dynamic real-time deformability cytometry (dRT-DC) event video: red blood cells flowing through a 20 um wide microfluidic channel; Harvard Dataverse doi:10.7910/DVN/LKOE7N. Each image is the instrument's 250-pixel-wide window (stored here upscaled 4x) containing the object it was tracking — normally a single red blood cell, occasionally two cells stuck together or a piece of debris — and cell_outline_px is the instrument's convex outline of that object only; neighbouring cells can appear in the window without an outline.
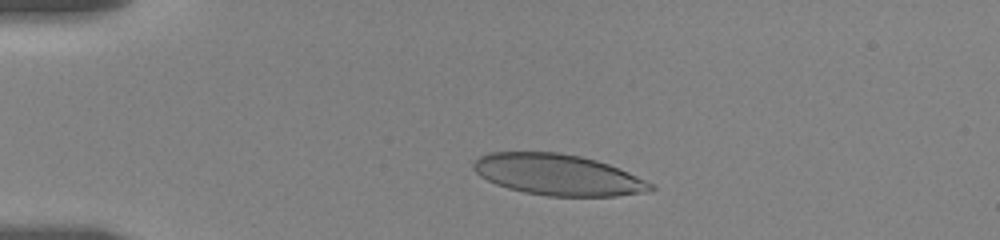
{"species": "human", "species_latin": "Homo sapiens", "temperature_condition": "room temperature", "stored_images_in_passage": 27, "camera_frame_rate_fps": 3000, "um_per_image_px": 0.085, "donor": {"sex": "female"}, "frame": {"image": 1, "passage_image": 3, "time_ms": 1.667, "image_size_px": [1000, 240], "cell_outline_px": [[656, 188], [652, 192], [616, 196], [548, 196], [524, 192], [508, 188], [496, 184], [480, 176], [472, 168], [472, 160], [488, 152], [556, 152], [580, 156], [596, 160], [608, 164], [628, 172], [652, 184]], "centroid_in_image_um": [47.41, 14.85], "position_along_channel_um": 37.6, "area_um2": 42.48}}
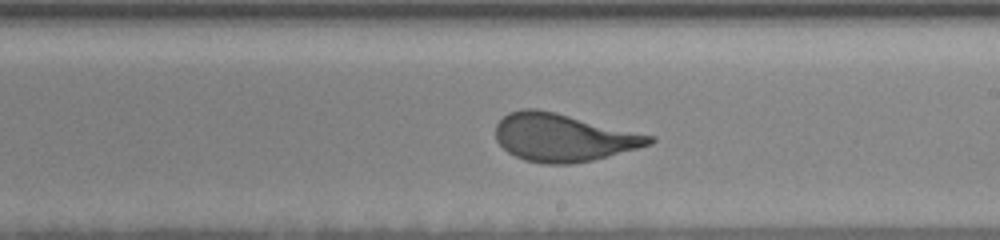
{"frame": {"image": 2, "passage_image": 17, "time_ms": 8.667, "image_size_px": [1000, 240], "cell_outline_px": [[656, 140], [652, 144], [608, 156], [592, 160], [572, 164], [544, 164], [524, 160], [508, 152], [496, 140], [496, 124], [508, 112], [524, 108], [536, 108], [556, 112], [656, 136]], "centroid_in_image_um": [47.89, 11.68], "position_along_channel_um": 241.1, "area_um2": 42.95}}
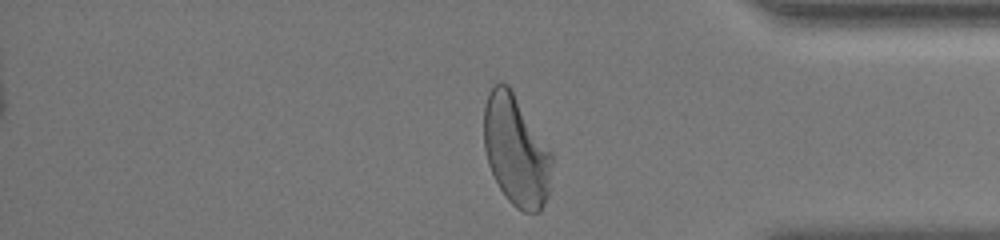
{"frame": {"image": 3, "passage_image": 27, "time_ms": 13.333, "image_size_px": [1000, 240], "cell_outline_px": [[552, 160], [548, 196], [540, 212], [524, 212], [516, 208], [508, 200], [500, 188], [488, 164], [484, 148], [484, 104], [488, 92], [492, 84], [500, 80], [508, 84], [552, 152]], "centroid_in_image_um": [43.85, 12.77], "position_along_channel_um": 391.4, "area_um2": 43.99}, "authors_computed_cell_mechanics": {"area_um2": 43.1188, "velocity_mm_per_s": 3.5269, "shape_relaxation_time_tau1_ms": 4.3741, "shape_relaxation_time_tau2_ms": null, "deformation_change_tau1": 0.1814, "deformation_change_tau2": null}}